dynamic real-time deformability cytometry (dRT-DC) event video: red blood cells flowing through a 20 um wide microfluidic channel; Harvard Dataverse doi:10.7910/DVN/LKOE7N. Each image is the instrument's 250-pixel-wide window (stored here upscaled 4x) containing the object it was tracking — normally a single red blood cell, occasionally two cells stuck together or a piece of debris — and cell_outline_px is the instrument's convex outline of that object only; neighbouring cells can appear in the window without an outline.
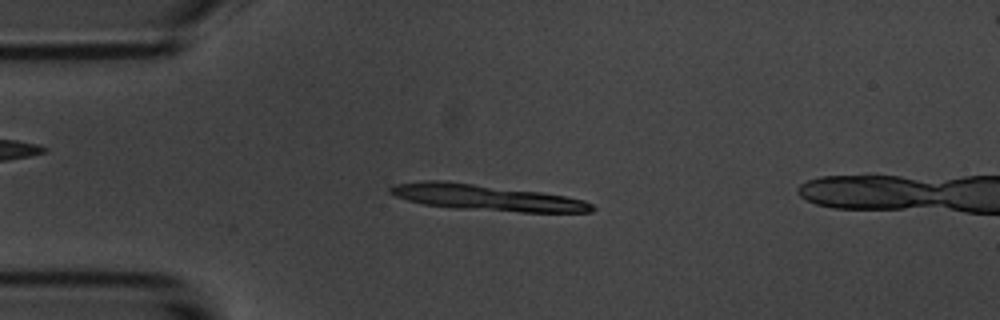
{"species": "common noctule bat (a hibernating species)", "species_latin": "Nyctalus noctula", "temperature_condition": "room temperature", "stored_images_in_passage": 5, "camera_frame_rate_fps": 3000, "um_per_image_px": 0.085, "animal": {"sex": "male", "body_mass_g": 20.1, "forearm_length_mm": 53.5}, "frame": {"image": 1, "passage_image": 4, "time_ms": 3.333, "image_size_px": [1000, 320], "cell_outline_px": [[596, 208], [592, 212], [520, 212], [452, 208], [424, 204], [408, 200], [396, 196], [388, 192], [388, 188], [392, 184], [424, 180], [444, 180], [540, 192], [564, 196], [584, 200], [592, 204]], "centroid_in_image_um": [41.3, 16.79], "position_along_channel_um": 43.7, "area_um2": 30.58}}